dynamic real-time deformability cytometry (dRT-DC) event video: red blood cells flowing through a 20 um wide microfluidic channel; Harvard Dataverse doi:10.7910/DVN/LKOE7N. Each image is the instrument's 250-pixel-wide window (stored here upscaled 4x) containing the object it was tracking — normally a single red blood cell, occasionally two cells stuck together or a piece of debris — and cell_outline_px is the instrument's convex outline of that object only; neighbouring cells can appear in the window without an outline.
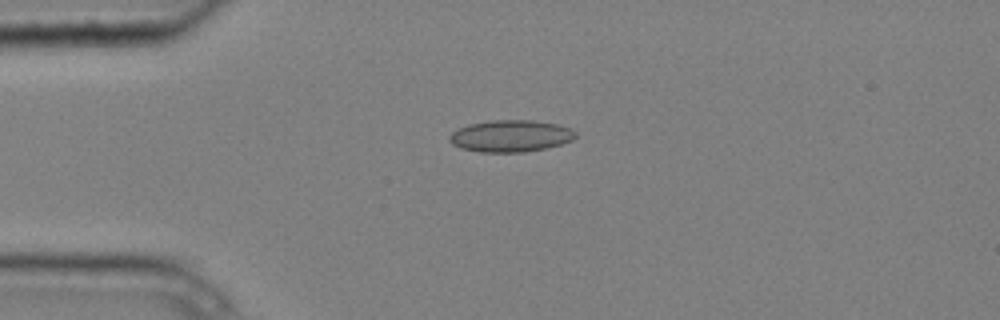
{"species": "common noctule bat (a hibernating species)", "species_latin": "Nyctalus noctula", "temperature_condition": "cold", "stored_images_in_passage": 2, "camera_frame_rate_fps": 3000, "um_per_image_px": 0.085, "animal": {"sex": "male", "body_mass_g": 20.4}, "frame": {"image": 1, "passage_image": 2, "time_ms": 0.333, "image_size_px": [1000, 320], "cell_outline_px": [[576, 136], [572, 140], [560, 144], [544, 148], [524, 152], [480, 152], [460, 148], [452, 144], [448, 140], [448, 136], [452, 132], [468, 124], [492, 120], [532, 120], [556, 124], [572, 128], [576, 132]], "centroid_in_image_um": [43.38, 11.55], "position_along_channel_um": 41.6, "area_um2": 23.41}}